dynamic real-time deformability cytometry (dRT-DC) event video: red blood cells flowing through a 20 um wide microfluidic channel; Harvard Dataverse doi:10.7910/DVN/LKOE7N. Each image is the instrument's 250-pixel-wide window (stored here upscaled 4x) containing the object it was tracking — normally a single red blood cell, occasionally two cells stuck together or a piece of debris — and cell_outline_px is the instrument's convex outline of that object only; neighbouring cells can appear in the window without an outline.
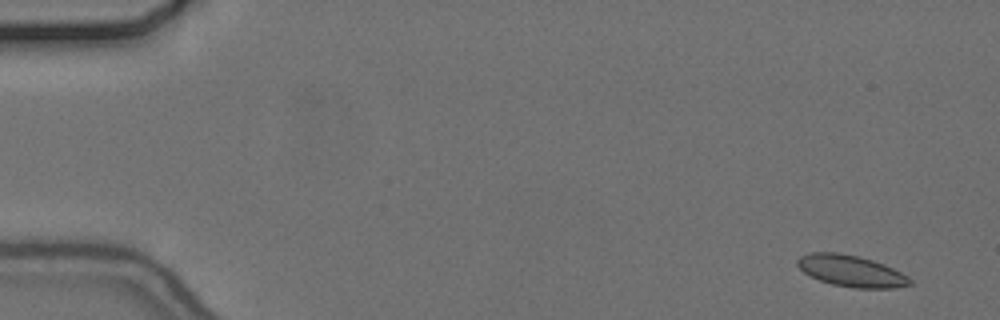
{"species": "common noctule bat (a hibernating species)", "species_latin": "Nyctalus noctula", "temperature_condition": "cold", "stored_images_in_passage": 54, "camera_frame_rate_fps": 3000, "um_per_image_px": 0.085, "animal": {"sex": "female", "body_mass_g": 24.6, "forearm_length_mm": 56.2}, "frame": {"image": 1, "passage_image": 1, "time_ms": 0.0, "image_size_px": [1000, 320], "cell_outline_px": [[912, 284], [896, 288], [852, 288], [832, 284], [820, 280], [804, 272], [796, 264], [796, 260], [800, 256], [812, 252], [836, 252], [856, 256], [872, 260], [884, 264], [908, 276], [912, 280]], "centroid_in_image_um": [72.35, 23.04], "position_along_channel_um": 12.6, "area_um2": 20.52}}
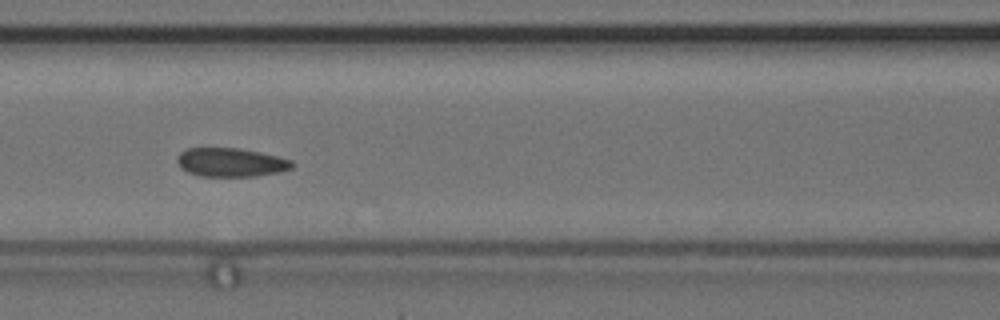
{"frame": {"image": 2, "passage_image": 23, "time_ms": 7.333, "image_size_px": [1000, 320], "cell_outline_px": [[296, 164], [292, 168], [280, 172], [256, 176], [200, 176], [188, 172], [180, 168], [176, 160], [176, 156], [180, 152], [188, 148], [236, 148], [260, 152], [292, 160]], "centroid_in_image_um": [19.62, 13.8], "position_along_channel_um": 147.0, "area_um2": 19.36}}
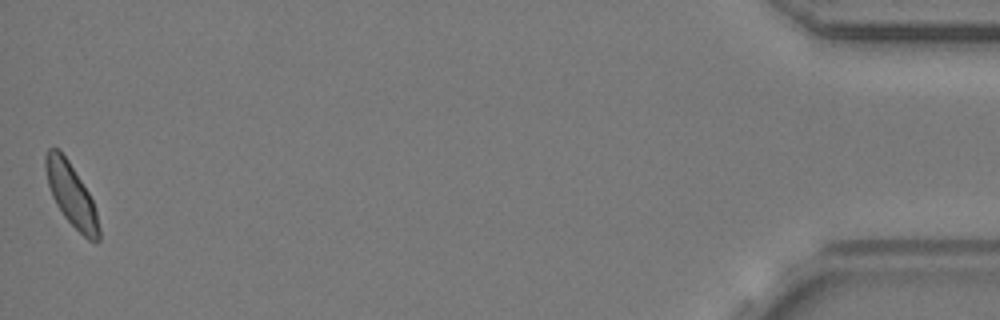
{"frame": {"image": 3, "passage_image": 54, "time_ms": 17.667, "image_size_px": [1000, 320], "cell_outline_px": [[100, 240], [96, 244], [88, 240], [64, 216], [56, 204], [52, 196], [48, 184], [44, 168], [44, 156], [48, 148], [60, 148], [68, 160], [88, 192], [92, 200], [96, 212], [100, 228]], "centroid_in_image_um": [6.05, 16.54], "position_along_channel_um": 429.2, "area_um2": 19.48}, "authors_computed_cell_mechanics": {"area_um2": 19.5942, "velocity_mm_per_s": 3.6434, "shape_relaxation_time_tau1_ms": 6.0099, "shape_relaxation_time_tau2_ms": 1.6381, "deformation_change_tau1": 0.0795, "deformation_change_tau2": 0.0459}}